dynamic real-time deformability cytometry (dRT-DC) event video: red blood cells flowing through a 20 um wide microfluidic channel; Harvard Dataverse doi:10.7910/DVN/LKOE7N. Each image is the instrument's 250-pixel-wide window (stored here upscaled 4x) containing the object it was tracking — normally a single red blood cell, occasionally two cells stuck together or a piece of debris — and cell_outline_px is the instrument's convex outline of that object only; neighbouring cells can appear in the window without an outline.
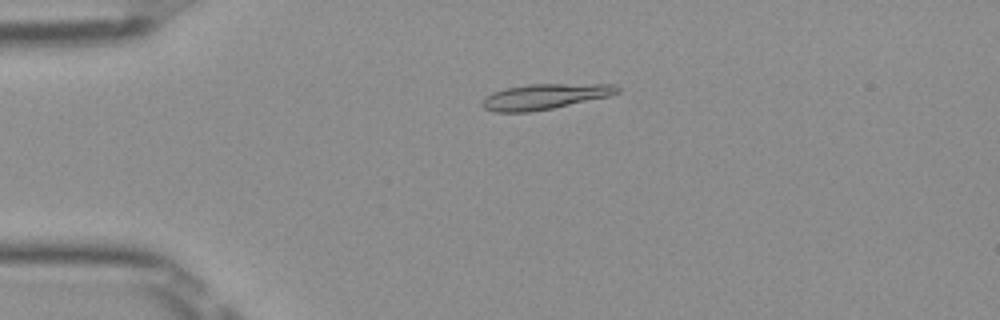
{"species": "Egyptian fruit bat (a non-hibernating species)", "species_latin": "Rousettus aegyptiacus", "temperature_condition": "room temperature", "stored_images_in_passage": 51, "camera_frame_rate_fps": 3000, "um_per_image_px": 0.085, "frame": {"image": 1, "passage_image": 12, "time_ms": 3.667, "image_size_px": [1000, 320], "cell_outline_px": [[620, 92], [608, 96], [552, 108], [532, 112], [492, 112], [484, 108], [480, 104], [480, 100], [484, 96], [492, 92], [504, 88], [528, 84], [616, 84], [620, 88]], "centroid_in_image_um": [46.23, 8.2], "position_along_channel_um": 38.8, "area_um2": 20.23}}
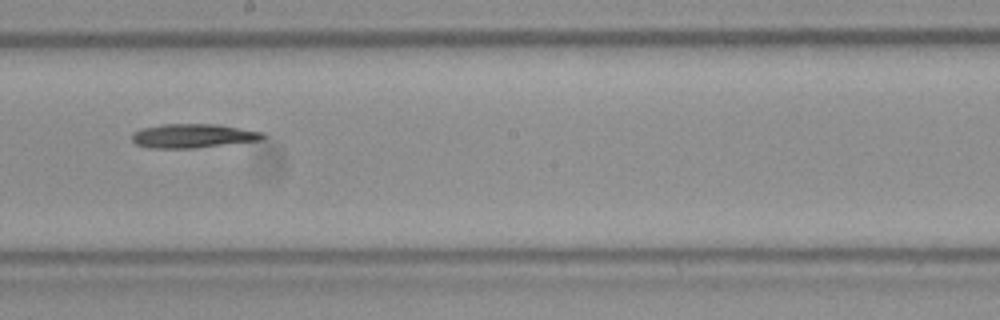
{"frame": {"image": 2, "passage_image": 29, "time_ms": 9.333, "image_size_px": [1000, 320], "cell_outline_px": [[264, 136], [260, 140], [196, 148], [148, 148], [136, 144], [132, 140], [132, 132], [140, 128], [160, 124], [216, 124], [264, 132]], "centroid_in_image_um": [16.34, 11.54], "position_along_channel_um": 231.9, "area_um2": 18.38}}
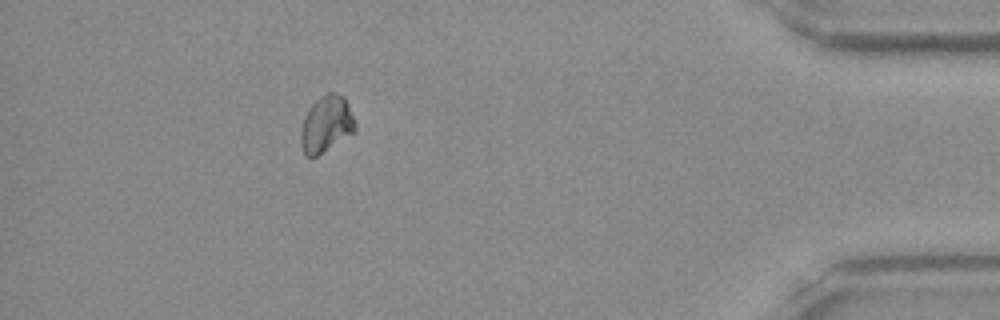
{"frame": {"image": 3, "passage_image": 46, "time_ms": 15.0, "image_size_px": [1000, 320], "cell_outline_px": [[356, 132], [316, 156], [304, 156], [300, 144], [300, 128], [304, 116], [312, 104], [320, 96], [328, 92], [336, 92], [344, 96], [348, 104], [356, 124]], "centroid_in_image_um": [27.73, 10.55], "position_along_channel_um": 407.5, "area_um2": 18.15}}